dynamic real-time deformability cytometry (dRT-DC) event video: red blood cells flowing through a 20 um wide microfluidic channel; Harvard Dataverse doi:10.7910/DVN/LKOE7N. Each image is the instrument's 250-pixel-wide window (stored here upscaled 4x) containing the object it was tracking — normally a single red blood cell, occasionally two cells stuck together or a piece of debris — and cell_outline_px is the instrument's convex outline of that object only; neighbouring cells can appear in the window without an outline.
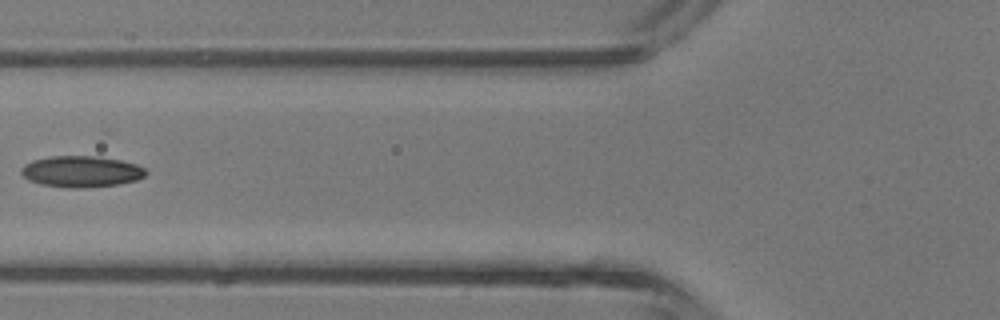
{"species": "common noctule bat (a hibernating species)", "species_latin": "Nyctalus noctula", "temperature_condition": "room temperature", "stored_images_in_passage": 6, "camera_frame_rate_fps": 3000, "um_per_image_px": 0.085, "animal": {"sex": "male", "body_mass_g": 13.3}, "frame": {"image": 1, "passage_image": 5, "time_ms": 5.333, "image_size_px": [1000, 320], "cell_outline_px": [[148, 172], [144, 176], [136, 180], [116, 184], [76, 188], [40, 184], [28, 180], [20, 172], [20, 168], [24, 164], [32, 160], [48, 156], [96, 156], [120, 160], [136, 164], [144, 168]], "centroid_in_image_um": [6.87, 14.56], "position_along_channel_um": 118.9, "area_um2": 22.54}}